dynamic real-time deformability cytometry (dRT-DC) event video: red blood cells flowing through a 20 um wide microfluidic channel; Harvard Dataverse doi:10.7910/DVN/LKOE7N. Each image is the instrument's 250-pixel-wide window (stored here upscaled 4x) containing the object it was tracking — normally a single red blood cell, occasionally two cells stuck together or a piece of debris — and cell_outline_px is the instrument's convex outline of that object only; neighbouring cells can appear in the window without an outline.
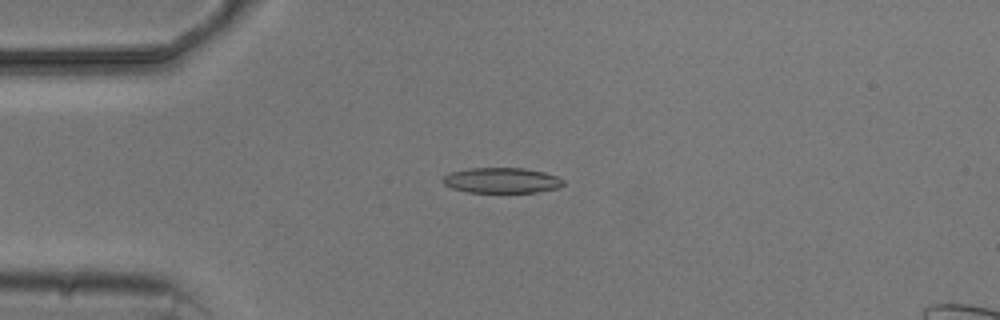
{"species": "common noctule bat (a hibernating species)", "species_latin": "Nyctalus noctula", "temperature_condition": "cold", "stored_images_in_passage": 7, "camera_frame_rate_fps": 3000, "um_per_image_px": 0.085, "animal": {"sex": "male", "body_mass_g": 20.5, "forearm_length_mm": 52.5}, "frame": {"image": 1, "passage_image": 4, "time_ms": 3.667, "image_size_px": [1000, 320], "cell_outline_px": [[564, 184], [556, 188], [536, 192], [468, 192], [452, 188], [444, 184], [440, 180], [448, 172], [468, 168], [524, 168], [544, 172], [556, 176], [564, 180]], "centroid_in_image_um": [42.59, 15.32], "position_along_channel_um": 42.4, "area_um2": 17.86}}
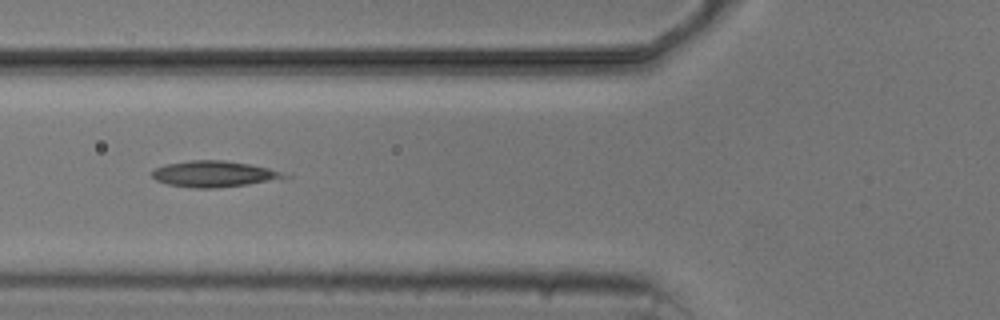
{"frame": {"image": 2, "passage_image": 6, "time_ms": 6.0, "image_size_px": [1000, 320], "cell_outline_px": [[292, 176], [248, 184], [216, 188], [196, 188], [168, 184], [156, 180], [152, 176], [152, 172], [156, 168], [164, 164], [192, 160], [224, 160], [248, 164], [268, 168]], "centroid_in_image_um": [18.14, 14.78], "position_along_channel_um": 107.7, "area_um2": 19.77}}
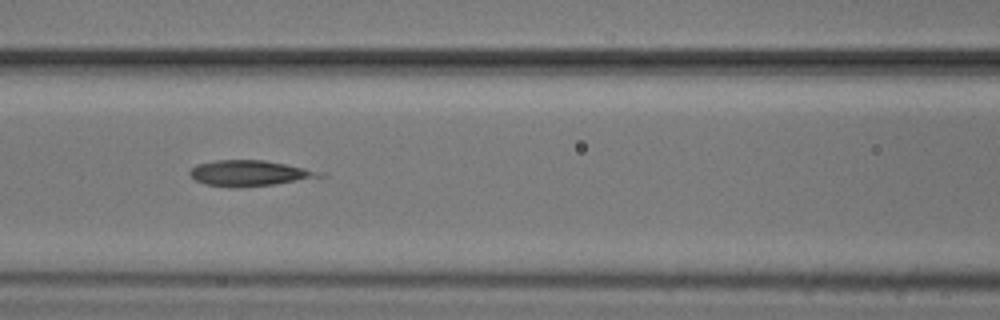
{"frame": {"image": 3, "passage_image": 7, "time_ms": 7.0, "image_size_px": [1000, 320], "cell_outline_px": [[328, 176], [276, 184], [240, 188], [228, 188], [204, 184], [196, 180], [188, 172], [196, 164], [216, 160], [264, 160], [324, 172]], "centroid_in_image_um": [21.21, 14.74], "position_along_channel_um": 145.4, "area_um2": 19.65}}